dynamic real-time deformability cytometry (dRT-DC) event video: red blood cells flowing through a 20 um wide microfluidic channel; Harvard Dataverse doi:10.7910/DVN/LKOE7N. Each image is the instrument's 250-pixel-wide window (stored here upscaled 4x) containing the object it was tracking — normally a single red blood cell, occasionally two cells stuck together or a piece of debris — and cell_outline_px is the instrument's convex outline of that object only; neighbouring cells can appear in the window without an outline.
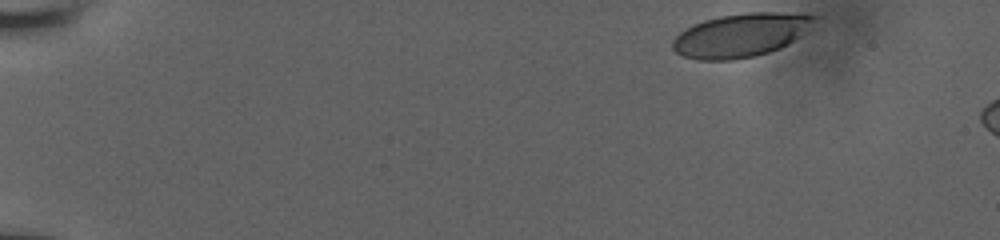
{"species": "human", "species_latin": "Homo sapiens", "temperature_condition": "room temperature", "stored_images_in_passage": 9, "camera_frame_rate_fps": 3000, "um_per_image_px": 0.085, "donor": {"sex": "male"}, "frame": {"image": 1, "passage_image": 1, "time_ms": 0.0, "image_size_px": [1000, 240], "cell_outline_px": [[816, 16], [800, 36], [788, 44], [780, 48], [768, 52], [752, 56], [732, 60], [696, 60], [684, 56], [676, 52], [672, 48], [672, 40], [680, 32], [692, 24], [704, 20], [720, 16], [748, 12], [776, 12]], "centroid_in_image_um": [62.88, 3.0], "position_along_channel_um": 22.1, "area_um2": 35.49}}